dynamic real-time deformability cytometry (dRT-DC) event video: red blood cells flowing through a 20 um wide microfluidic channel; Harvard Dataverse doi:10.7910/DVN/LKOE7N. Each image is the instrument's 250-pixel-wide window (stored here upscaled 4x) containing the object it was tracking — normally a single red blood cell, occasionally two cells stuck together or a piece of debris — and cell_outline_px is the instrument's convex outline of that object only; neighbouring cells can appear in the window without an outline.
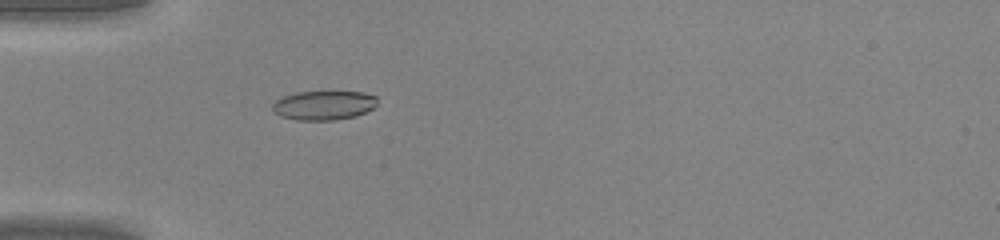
{"species": "common noctule bat (a hibernating species)", "species_latin": "Nyctalus noctula", "temperature_condition": "warm", "stored_images_in_passage": 33, "camera_frame_rate_fps": 3000, "um_per_image_px": 0.085, "animal": {"sex": "male", "body_mass_g": 20.0, "forearm_length_mm": 53.3}, "frame": {"image": 1, "passage_image": 2, "time_ms": 0.333, "image_size_px": [1000, 240], "cell_outline_px": [[376, 104], [372, 108], [356, 116], [332, 120], [296, 120], [280, 116], [272, 108], [272, 104], [276, 100], [284, 96], [296, 92], [364, 92], [376, 96]], "centroid_in_image_um": [27.5, 8.95], "position_along_channel_um": 57.5, "area_um2": 17.69}}
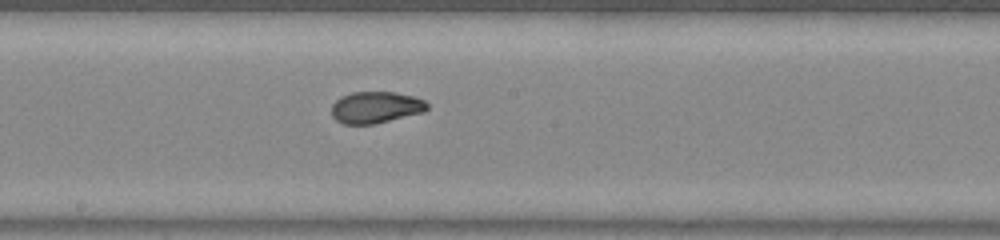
{"frame": {"image": 2, "passage_image": 13, "time_ms": 4.0, "image_size_px": [1000, 240], "cell_outline_px": [[428, 108], [424, 112], [372, 124], [344, 124], [336, 120], [332, 116], [332, 104], [340, 96], [352, 92], [396, 92], [412, 96], [424, 100], [428, 104]], "centroid_in_image_um": [31.92, 9.12], "position_along_channel_um": 216.3, "area_um2": 17.57}}
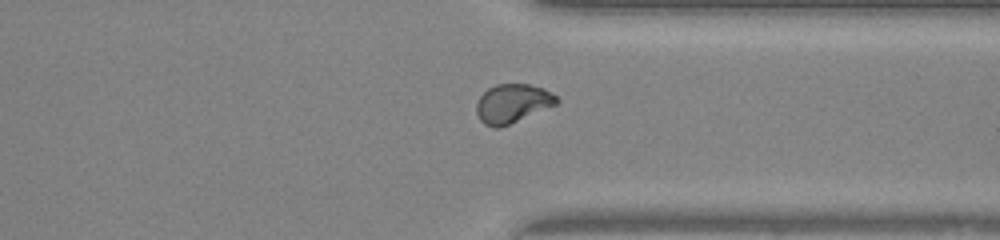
{"frame": {"image": 3, "passage_image": 23, "time_ms": 7.333, "image_size_px": [1000, 240], "cell_outline_px": [[560, 100], [556, 104], [500, 128], [492, 128], [484, 124], [480, 120], [476, 112], [476, 104], [480, 96], [488, 88], [496, 84], [528, 84], [544, 88], [556, 96]], "centroid_in_image_um": [43.53, 8.79], "position_along_channel_um": 367.9, "area_um2": 18.09}}